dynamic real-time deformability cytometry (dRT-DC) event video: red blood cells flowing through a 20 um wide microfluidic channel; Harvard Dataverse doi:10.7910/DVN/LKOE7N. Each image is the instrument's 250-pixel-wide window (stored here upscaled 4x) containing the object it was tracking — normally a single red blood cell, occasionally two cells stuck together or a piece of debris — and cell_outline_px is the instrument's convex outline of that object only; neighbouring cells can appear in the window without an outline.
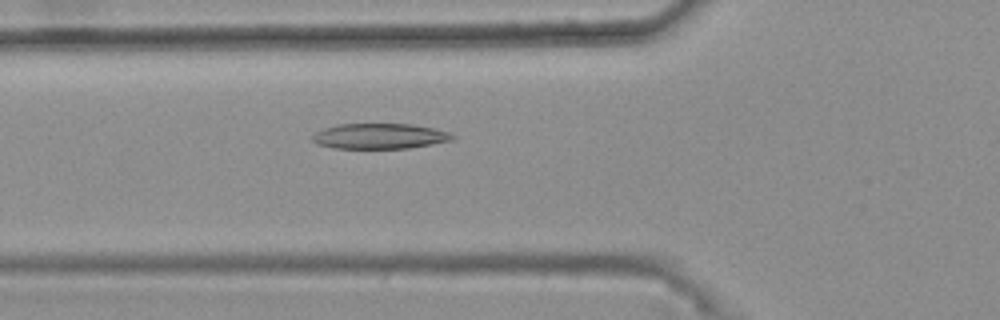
{"species": "common noctule bat (a hibernating species)", "species_latin": "Nyctalus noctula", "temperature_condition": "warm", "stored_images_in_passage": 49, "camera_frame_rate_fps": 3000, "um_per_image_px": 0.085, "animal": {"sex": "female", "body_mass_g": 25.1}, "frame": {"image": 1, "passage_image": 19, "time_ms": 6.0, "image_size_px": [1000, 320], "cell_outline_px": [[456, 136], [452, 140], [432, 144], [408, 148], [336, 148], [316, 144], [312, 140], [312, 136], [316, 132], [324, 128], [336, 124], [412, 124], [432, 128], [448, 132]], "centroid_in_image_um": [32.25, 11.57], "position_along_channel_um": 93.5, "area_um2": 20.63}}
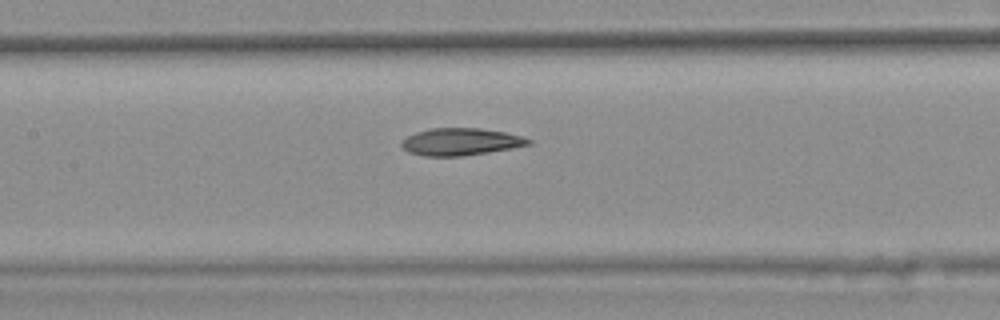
{"frame": {"image": 2, "passage_image": 25, "time_ms": 8.0, "image_size_px": [1000, 320], "cell_outline_px": [[532, 144], [512, 148], [488, 152], [460, 156], [424, 156], [408, 152], [400, 144], [400, 140], [416, 132], [428, 128], [480, 128], [504, 132], [524, 136], [532, 140]], "centroid_in_image_um": [39.15, 12.04], "position_along_channel_um": 168.2, "area_um2": 20.23}}
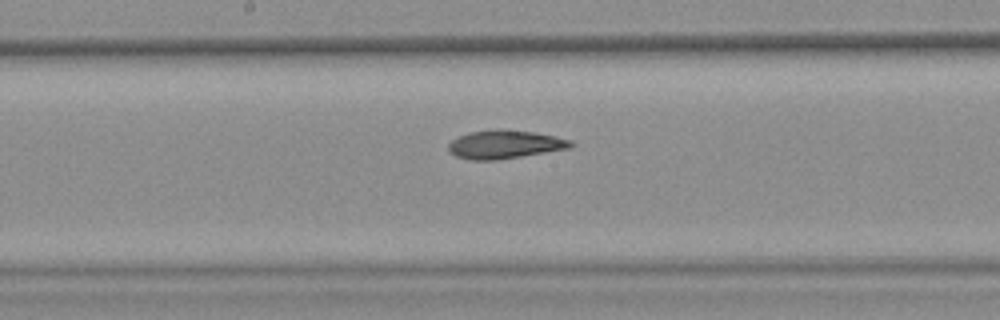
{"frame": {"image": 3, "passage_image": 28, "time_ms": 9.0, "image_size_px": [1000, 320], "cell_outline_px": [[576, 144], [572, 148], [496, 160], [468, 160], [456, 156], [448, 152], [448, 144], [452, 140], [460, 136], [472, 132], [496, 128], [500, 128], [532, 132], [556, 136], [572, 140]], "centroid_in_image_um": [42.93, 12.27], "position_along_channel_um": 205.3, "area_um2": 20.46}, "authors_computed_cell_mechanics": {"area_um2": 20.4034, "velocity_mm_per_s": 3.7168, "shape_relaxation_time_tau1_ms": null, "shape_relaxation_time_tau2_ms": 3.0859, "deformation_change_tau1": null, "deformation_change_tau2": 0.0983}}